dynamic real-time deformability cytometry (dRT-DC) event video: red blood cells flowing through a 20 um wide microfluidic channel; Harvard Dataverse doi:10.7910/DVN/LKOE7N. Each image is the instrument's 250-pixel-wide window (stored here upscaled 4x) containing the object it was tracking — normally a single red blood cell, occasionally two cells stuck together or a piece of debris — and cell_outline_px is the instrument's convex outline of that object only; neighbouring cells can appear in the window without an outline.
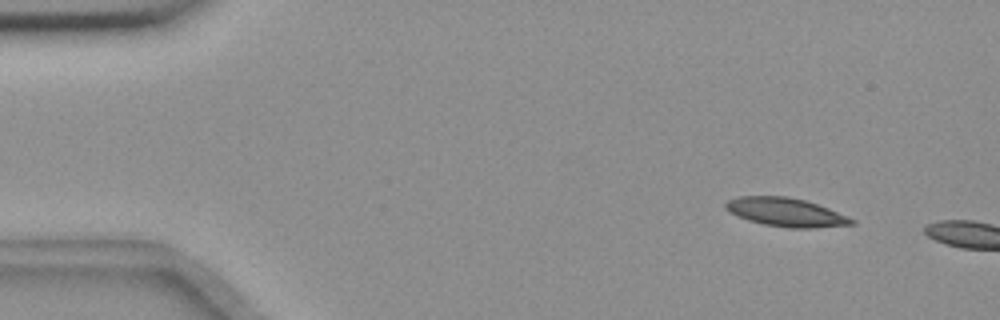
{"species": "common noctule bat (a hibernating species)", "species_latin": "Nyctalus noctula", "temperature_condition": "room temperature", "stored_images_in_passage": 9, "camera_frame_rate_fps": 3000, "um_per_image_px": 0.085, "animal": {"sex": "female", "body_mass_g": 18.4}, "frame": {"image": 1, "passage_image": 6, "time_ms": 1.667, "image_size_px": [1000, 320], "cell_outline_px": [[856, 224], [812, 228], [788, 228], [764, 224], [748, 220], [728, 212], [724, 208], [724, 204], [728, 200], [736, 196], [788, 196], [804, 200], [828, 208], [856, 220]], "centroid_in_image_um": [66.77, 18.04], "position_along_channel_um": 18.2, "area_um2": 21.04}}